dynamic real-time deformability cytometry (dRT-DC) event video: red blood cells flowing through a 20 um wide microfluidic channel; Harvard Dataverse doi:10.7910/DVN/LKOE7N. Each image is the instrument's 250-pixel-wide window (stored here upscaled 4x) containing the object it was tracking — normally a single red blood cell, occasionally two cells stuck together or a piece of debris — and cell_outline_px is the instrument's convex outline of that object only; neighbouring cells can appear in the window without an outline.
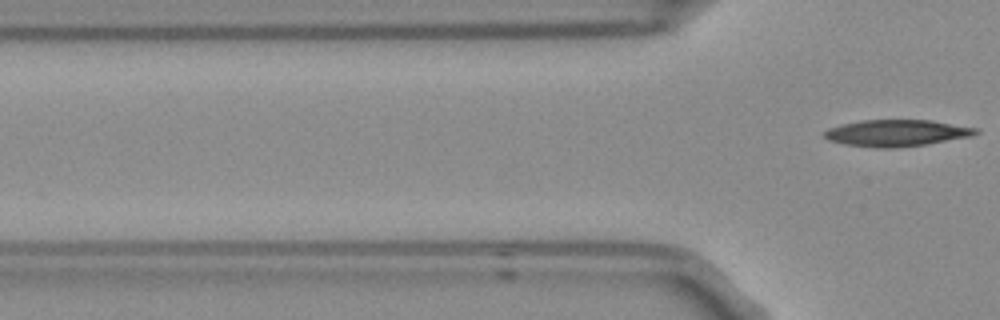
{"species": "Egyptian fruit bat (a non-hibernating species)", "species_latin": "Rousettus aegyptiacus", "temperature_condition": "room temperature", "stored_images_in_passage": 6, "camera_frame_rate_fps": 3000, "um_per_image_px": 0.085, "frame": {"image": 1, "passage_image": 6, "time_ms": 1.667, "image_size_px": [1000, 320], "cell_outline_px": [[980, 132], [972, 136], [928, 144], [896, 148], [876, 148], [844, 144], [828, 140], [820, 136], [828, 128], [844, 124], [864, 120], [932, 120], [976, 128]], "centroid_in_image_um": [76.2, 11.31], "position_along_channel_um": 49.6, "area_um2": 23.58}}